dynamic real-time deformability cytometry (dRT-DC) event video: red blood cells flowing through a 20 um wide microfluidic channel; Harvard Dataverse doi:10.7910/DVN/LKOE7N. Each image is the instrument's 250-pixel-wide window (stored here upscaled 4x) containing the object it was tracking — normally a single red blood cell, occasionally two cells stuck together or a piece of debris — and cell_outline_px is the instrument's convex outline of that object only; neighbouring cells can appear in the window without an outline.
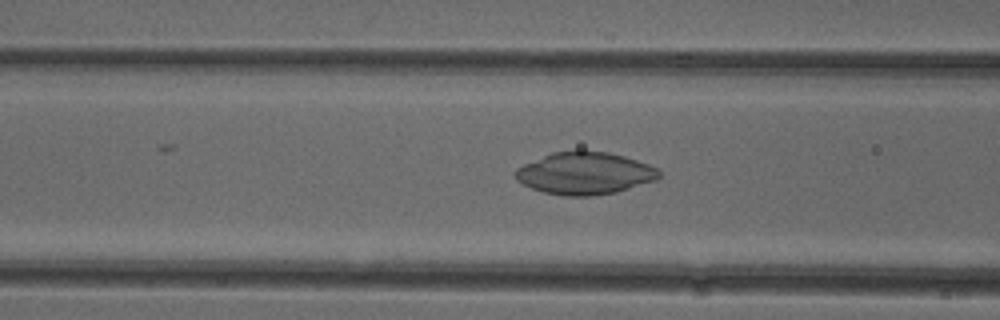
{"species": "common noctule bat (a hibernating species)", "species_latin": "Nyctalus noctula", "temperature_condition": "cold", "stored_images_in_passage": 45, "camera_frame_rate_fps": 3000, "um_per_image_px": 0.085, "animal": {"sex": "female"}, "frame": {"image": 1, "passage_image": 13, "time_ms": 4.0, "image_size_px": [1000, 320], "cell_outline_px": [[660, 176], [656, 180], [616, 192], [592, 196], [564, 196], [544, 192], [532, 188], [516, 180], [516, 168], [524, 164], [552, 152], [576, 148], [580, 148], [608, 152], [624, 156], [648, 164], [656, 168], [660, 172]], "centroid_in_image_um": [49.7, 14.7], "position_along_channel_um": 116.9, "area_um2": 35.72}}
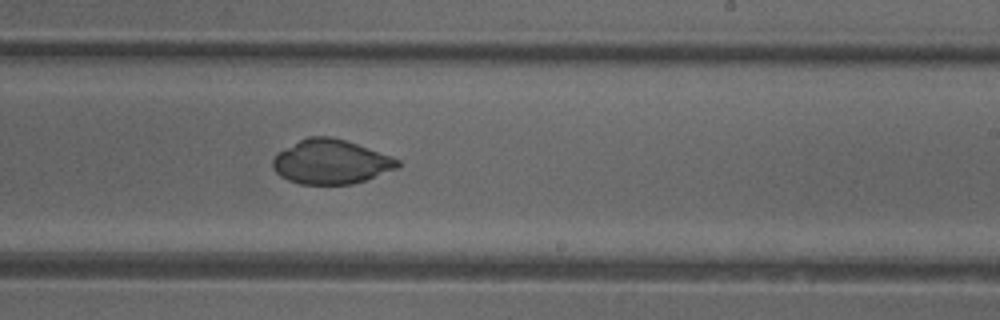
{"frame": {"image": 2, "passage_image": 24, "time_ms": 7.667, "image_size_px": [1000, 320], "cell_outline_px": [[400, 168], [352, 184], [300, 184], [288, 180], [280, 176], [272, 168], [272, 160], [280, 152], [300, 140], [308, 136], [332, 136], [392, 156], [400, 160]], "centroid_in_image_um": [28.15, 13.76], "position_along_channel_um": 260.9, "area_um2": 32.08}}
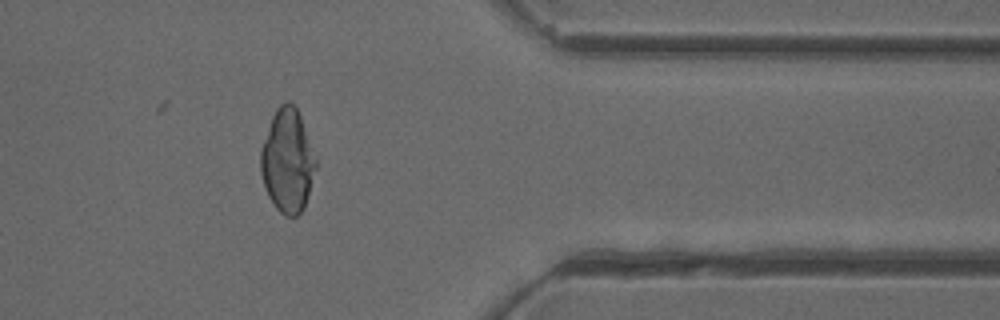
{"frame": {"image": 3, "passage_image": 35, "time_ms": 11.333, "image_size_px": [1000, 320], "cell_outline_px": [[316, 168], [304, 208], [296, 216], [284, 216], [276, 208], [268, 196], [260, 172], [260, 148], [272, 116], [276, 108], [284, 100], [288, 100], [296, 108], [300, 116], [316, 156]], "centroid_in_image_um": [24.42, 13.66], "position_along_channel_um": 387.0, "area_um2": 33.29}}